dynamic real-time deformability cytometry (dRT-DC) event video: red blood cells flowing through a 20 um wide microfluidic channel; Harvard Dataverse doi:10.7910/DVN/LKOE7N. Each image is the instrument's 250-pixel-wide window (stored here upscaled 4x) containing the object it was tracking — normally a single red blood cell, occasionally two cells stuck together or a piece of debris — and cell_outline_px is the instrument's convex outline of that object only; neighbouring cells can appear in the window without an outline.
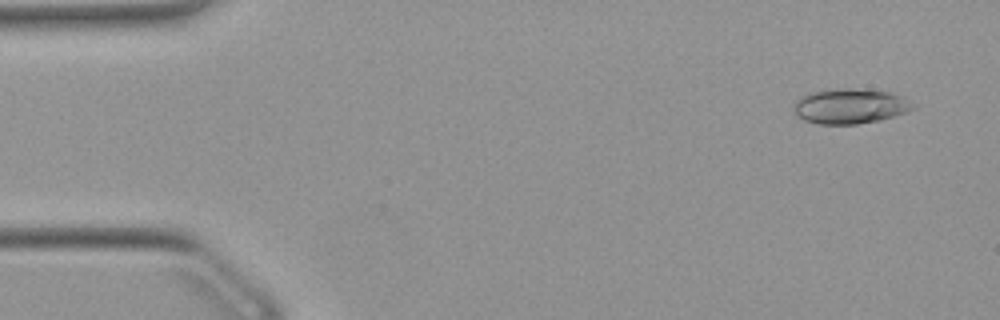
{"species": "Egyptian fruit bat (a non-hibernating species)", "species_latin": "Rousettus aegyptiacus", "temperature_condition": "warm", "stored_images_in_passage": 44, "camera_frame_rate_fps": 3000, "um_per_image_px": 0.085, "animal": {"sex": "female"}, "frame": {"image": 1, "passage_image": 2, "time_ms": 0.333, "image_size_px": [1000, 320], "cell_outline_px": [[916, 108], [880, 120], [856, 124], [820, 124], [804, 120], [796, 116], [792, 112], [792, 108], [796, 100], [800, 96], [808, 92], [824, 88], [852, 88], [892, 92], [916, 104]], "centroid_in_image_um": [72.19, 9.0], "position_along_channel_um": 12.8, "area_um2": 24.8}}
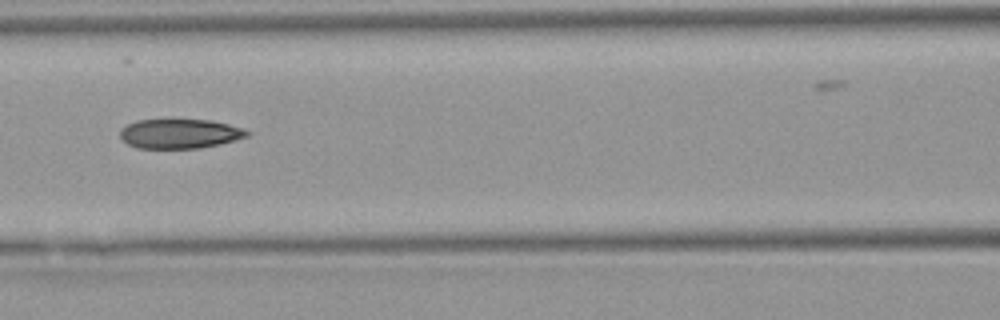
{"frame": {"image": 2, "passage_image": 21, "time_ms": 6.667, "image_size_px": [1000, 320], "cell_outline_px": [[252, 132], [248, 136], [236, 140], [220, 144], [200, 148], [136, 148], [128, 144], [120, 136], [120, 128], [136, 120], [212, 120], [244, 128]], "centroid_in_image_um": [15.31, 11.36], "position_along_channel_um": 151.3, "area_um2": 21.91}}
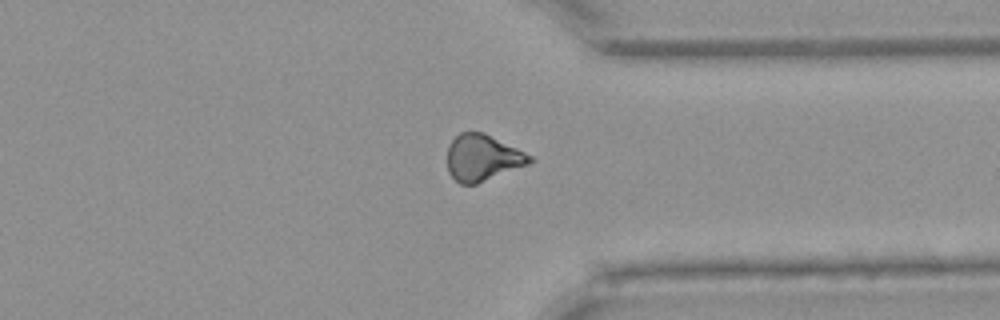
{"frame": {"image": 3, "passage_image": 38, "time_ms": 12.333, "image_size_px": [1000, 320], "cell_outline_px": [[536, 160], [528, 164], [476, 184], [460, 184], [448, 172], [448, 144], [460, 132], [484, 132], [532, 156]], "centroid_in_image_um": [41.01, 13.4], "position_along_channel_um": 370.4, "area_um2": 22.08}, "authors_computed_cell_mechanics": {"area_um2": 23.0044, "velocity_mm_per_s": 3.9184, "shape_relaxation_time_tau1_ms": null, "shape_relaxation_time_tau2_ms": 6.0332, "deformation_change_tau1": null, "deformation_change_tau2": 0.1436}}